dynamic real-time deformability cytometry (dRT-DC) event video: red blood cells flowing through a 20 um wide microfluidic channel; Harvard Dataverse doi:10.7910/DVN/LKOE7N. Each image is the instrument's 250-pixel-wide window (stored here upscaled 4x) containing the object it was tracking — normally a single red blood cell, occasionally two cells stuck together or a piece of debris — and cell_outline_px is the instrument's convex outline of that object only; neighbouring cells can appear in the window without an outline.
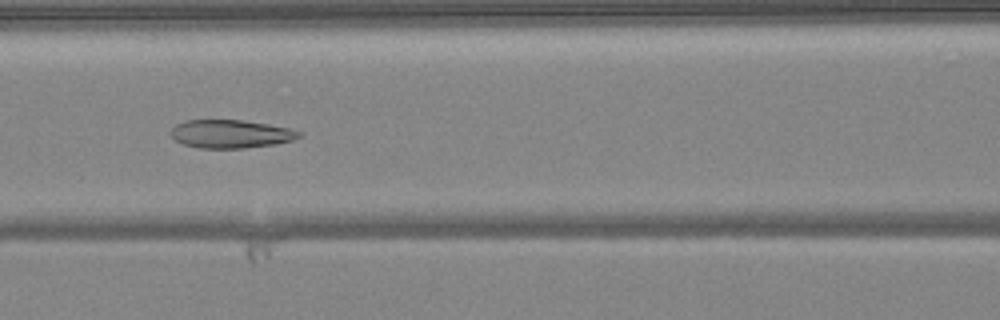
{"species": "common noctule bat (a hibernating species)", "species_latin": "Nyctalus noctula", "temperature_condition": "warm", "stored_images_in_passage": 42, "camera_frame_rate_fps": 3000, "um_per_image_px": 0.085, "animal": {"sex": "female", "body_mass_g": 24.6, "forearm_length_mm": 56.2}, "frame": {"image": 1, "passage_image": 14, "time_ms": 4.333, "image_size_px": [1000, 320], "cell_outline_px": [[300, 136], [292, 140], [276, 144], [244, 148], [200, 148], [184, 144], [176, 140], [172, 136], [172, 128], [176, 124], [184, 120], [244, 120], [268, 124], [288, 128], [300, 132]], "centroid_in_image_um": [19.6, 11.38], "position_along_channel_um": 147.0, "area_um2": 20.92}}
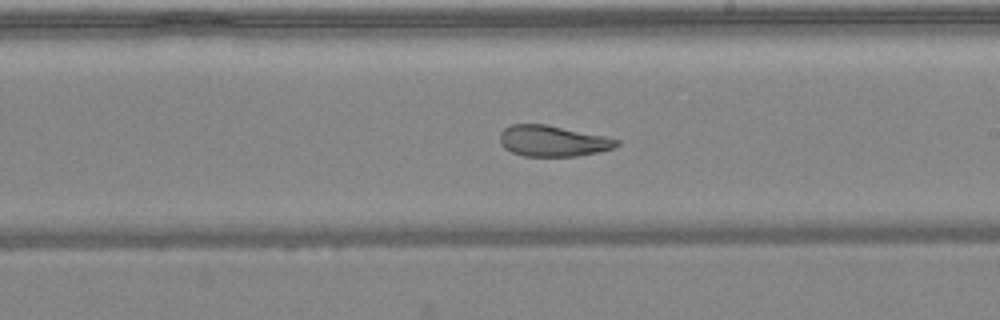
{"frame": {"image": 2, "passage_image": 21, "time_ms": 6.667, "image_size_px": [1000, 320], "cell_outline_px": [[620, 144], [612, 148], [596, 152], [576, 156], [524, 156], [512, 152], [504, 148], [500, 140], [500, 132], [504, 128], [512, 124], [544, 124], [604, 136], [620, 140]], "centroid_in_image_um": [46.96, 11.98], "position_along_channel_um": 242.0, "area_um2": 20.81}}
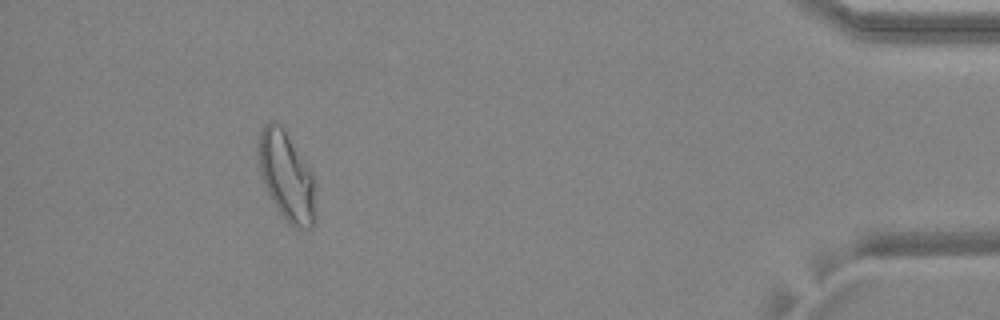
{"frame": {"image": 3, "passage_image": 38, "time_ms": 12.333, "image_size_px": [1000, 320], "cell_outline_px": [[316, 216], [312, 228], [296, 228], [280, 212], [272, 200], [264, 184], [260, 172], [260, 132], [264, 124], [272, 120], [276, 120], [280, 124], [312, 176]], "centroid_in_image_um": [24.35, 15.01], "position_along_channel_um": 410.8, "area_um2": 28.26}, "authors_computed_cell_mechanics": {"area_um2": 24.1893, "velocity_mm_per_s": 4.0808, "shape_relaxation_time_tau1_ms": 10.4695, "shape_relaxation_time_tau2_ms": 1.6082, "deformation_change_tau1": 0.2205, "deformation_change_tau2": 0.0806}}